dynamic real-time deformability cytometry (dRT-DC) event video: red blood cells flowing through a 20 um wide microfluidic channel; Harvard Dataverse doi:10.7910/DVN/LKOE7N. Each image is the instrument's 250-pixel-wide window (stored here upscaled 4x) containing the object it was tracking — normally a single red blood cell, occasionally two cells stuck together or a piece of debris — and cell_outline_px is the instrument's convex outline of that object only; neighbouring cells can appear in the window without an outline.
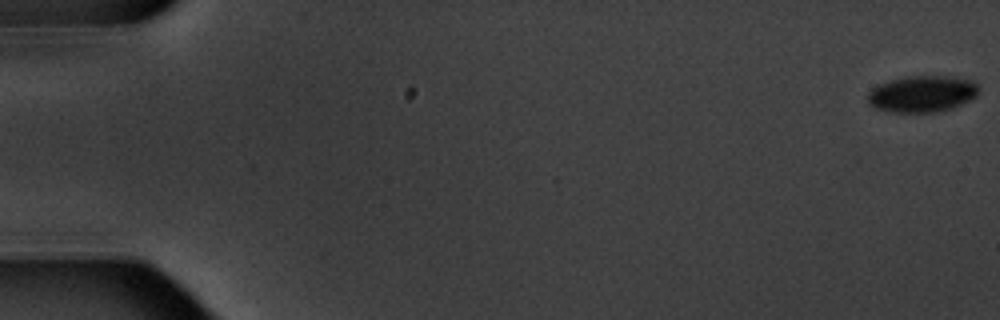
{"species": "common noctule bat (a hibernating species)", "species_latin": "Nyctalus noctula", "temperature_condition": "warm", "stored_images_in_passage": 6, "camera_frame_rate_fps": 3000, "um_per_image_px": 0.085, "animal": {"sex": "male", "body_mass_g": 20.1, "forearm_length_mm": 53.5}, "frame": {"image": 1, "passage_image": 1, "time_ms": 0.0, "image_size_px": [1000, 320], "cell_outline_px": [[976, 96], [960, 104], [936, 112], [892, 112], [872, 108], [868, 104], [868, 92], [872, 88], [880, 84], [904, 76], [956, 76], [972, 80], [976, 84]], "centroid_in_image_um": [78.33, 7.97], "position_along_channel_um": 6.7, "area_um2": 23.47}}
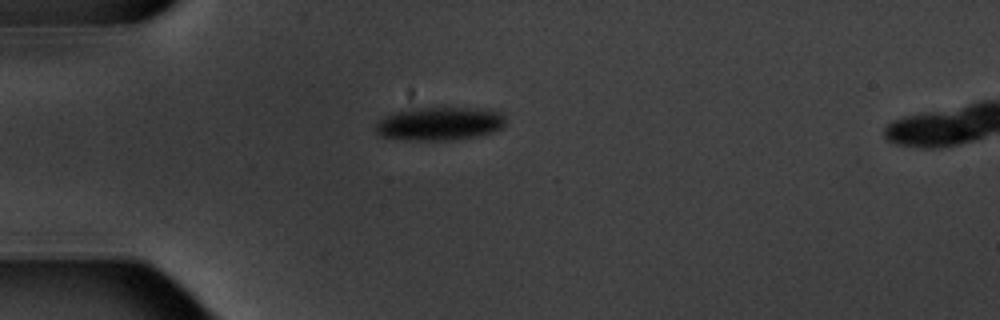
{"frame": {"image": 2, "passage_image": 5, "time_ms": 5.333, "image_size_px": [1000, 320], "cell_outline_px": [[504, 128], [496, 132], [476, 136], [452, 140], [404, 140], [380, 136], [376, 132], [376, 124], [384, 116], [392, 112], [408, 108], [488, 108], [504, 112]], "centroid_in_image_um": [37.4, 10.5], "position_along_channel_um": 47.6, "area_um2": 25.78}}